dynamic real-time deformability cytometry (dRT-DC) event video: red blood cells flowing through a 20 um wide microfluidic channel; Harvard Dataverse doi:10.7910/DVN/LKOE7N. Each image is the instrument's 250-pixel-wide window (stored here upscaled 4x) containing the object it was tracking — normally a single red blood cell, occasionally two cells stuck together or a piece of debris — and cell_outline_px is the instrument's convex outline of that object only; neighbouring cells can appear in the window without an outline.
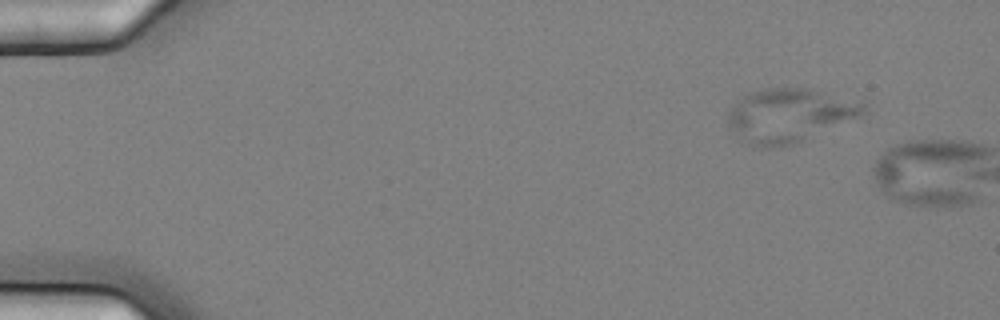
{"species": "common noctule bat (a hibernating species)", "species_latin": "Nyctalus noctula", "temperature_condition": "cold", "stored_images_in_passage": 3, "camera_frame_rate_fps": 3000, "um_per_image_px": 0.085, "animal": {"sex": "female", "body_mass_g": 25.1}, "frame": {"image": 1, "passage_image": 2, "time_ms": 0.333, "image_size_px": [1000, 320], "cell_outline_px": [[868, 112], [864, 116], [804, 140], [792, 144], [776, 148], [760, 148], [748, 144], [728, 128], [728, 112], [748, 92], [764, 88], [804, 88], [868, 100]], "centroid_in_image_um": [67.22, 9.8], "position_along_channel_um": 17.8, "area_um2": 43.35}}